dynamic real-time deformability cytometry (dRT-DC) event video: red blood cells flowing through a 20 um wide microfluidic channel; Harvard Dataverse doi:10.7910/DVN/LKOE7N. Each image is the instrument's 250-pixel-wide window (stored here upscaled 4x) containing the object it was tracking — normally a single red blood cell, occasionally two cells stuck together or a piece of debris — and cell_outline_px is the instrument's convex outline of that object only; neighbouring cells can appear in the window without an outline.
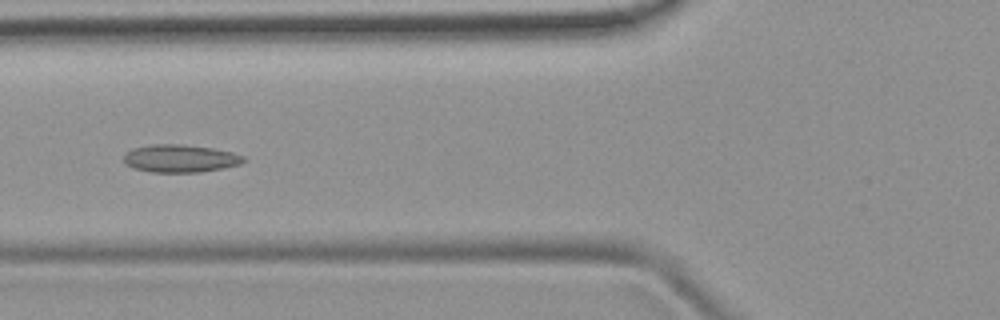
{"species": "common noctule bat (a hibernating species)", "species_latin": "Nyctalus noctula", "temperature_condition": "room temperature", "stored_images_in_passage": 51, "camera_frame_rate_fps": 3000, "um_per_image_px": 0.085, "animal": {"sex": "female", "body_mass_g": 19.9}, "frame": {"image": 1, "passage_image": 20, "time_ms": 6.333, "image_size_px": [1000, 320], "cell_outline_px": [[248, 160], [240, 164], [224, 168], [200, 172], [152, 172], [132, 168], [124, 164], [124, 152], [132, 148], [148, 144], [184, 144], [212, 148], [232, 152], [244, 156]], "centroid_in_image_um": [15.29, 13.46], "position_along_channel_um": 110.5, "area_um2": 19.71}}
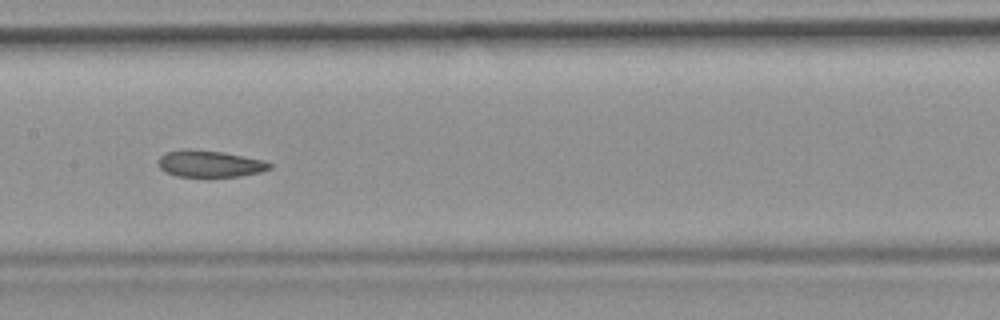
{"frame": {"image": 2, "passage_image": 26, "time_ms": 8.333, "image_size_px": [1000, 320], "cell_outline_px": [[272, 168], [260, 172], [240, 176], [176, 176], [164, 172], [156, 164], [156, 160], [164, 152], [188, 148], [220, 152], [264, 160], [272, 164]], "centroid_in_image_um": [17.76, 13.91], "position_along_channel_um": 189.6, "area_um2": 17.4}}
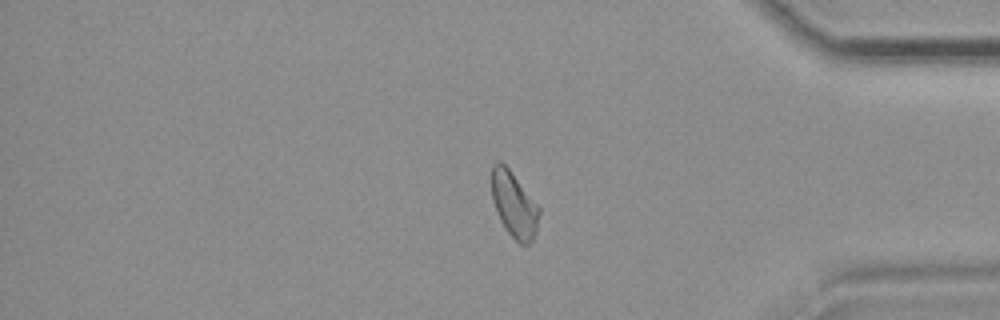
{"frame": {"image": 3, "passage_image": 43, "time_ms": 14.0, "image_size_px": [1000, 320], "cell_outline_px": [[540, 212], [536, 232], [532, 240], [528, 244], [520, 244], [508, 232], [500, 220], [492, 200], [492, 164], [496, 160], [500, 160], [508, 168], [540, 208]], "centroid_in_image_um": [43.69, 17.38], "position_along_channel_um": 391.5, "area_um2": 17.92}, "authors_computed_cell_mechanics": {"area_um2": 18.8428, "velocity_mm_per_s": 3.963, "shape_relaxation_time_tau1_ms": null, "shape_relaxation_time_tau2_ms": 3.8054, "deformation_change_tau1": null, "deformation_change_tau2": 0.0868}}